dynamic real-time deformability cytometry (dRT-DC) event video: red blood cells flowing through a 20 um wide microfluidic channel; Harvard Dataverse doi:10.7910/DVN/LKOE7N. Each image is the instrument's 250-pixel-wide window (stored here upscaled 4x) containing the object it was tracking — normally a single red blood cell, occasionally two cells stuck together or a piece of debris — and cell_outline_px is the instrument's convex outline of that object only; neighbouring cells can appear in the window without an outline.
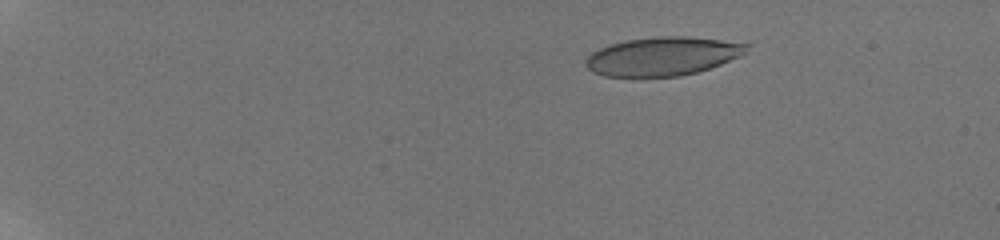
{"species": "human", "species_latin": "Homo sapiens", "temperature_condition": "room temperature", "stored_images_in_passage": 63, "camera_frame_rate_fps": 3000, "um_per_image_px": 0.085, "donor": {"sex": "male"}, "frame": {"image": 1, "passage_image": 2, "time_ms": 0.333, "image_size_px": [1000, 240], "cell_outline_px": [[752, 44], [740, 56], [720, 64], [696, 72], [680, 76], [604, 76], [592, 72], [584, 64], [588, 56], [592, 52], [600, 48], [612, 44], [628, 40], [660, 36], [688, 36]], "centroid_in_image_um": [56.32, 4.78], "position_along_channel_um": 28.7, "area_um2": 35.84}}
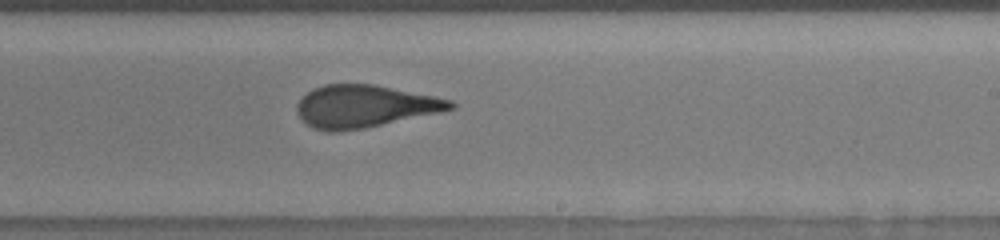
{"frame": {"image": 2, "passage_image": 42, "time_ms": 9.667, "image_size_px": [1000, 240], "cell_outline_px": [[456, 108], [364, 128], [336, 132], [328, 132], [312, 128], [304, 124], [296, 112], [296, 108], [300, 100], [308, 92], [324, 84], [376, 84], [436, 96], [452, 100], [456, 104]], "centroid_in_image_um": [30.97, 9.03], "position_along_channel_um": 258.0, "area_um2": 37.92}}
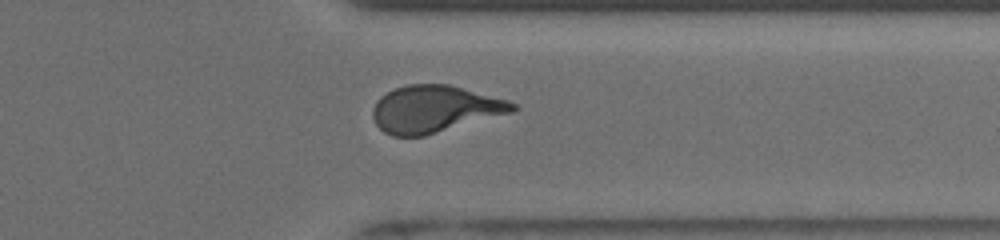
{"frame": {"image": 3, "passage_image": 51, "time_ms": 12.667, "image_size_px": [1000, 240], "cell_outline_px": [[520, 108], [512, 112], [424, 136], [392, 136], [384, 132], [376, 124], [372, 116], [372, 108], [376, 100], [380, 96], [396, 88], [408, 84], [448, 84], [508, 100], [516, 104]], "centroid_in_image_um": [36.93, 9.27], "position_along_channel_um": 374.5, "area_um2": 38.21}, "authors_computed_cell_mechanics": {"area_um2": 37.9746, "velocity_mm_per_s": 3.8729, "shape_relaxation_time_tau1_ms": 6.5068, "shape_relaxation_time_tau2_ms": 1.1625, "deformation_change_tau1": 0.2248, "deformation_change_tau2": 0.0949}}